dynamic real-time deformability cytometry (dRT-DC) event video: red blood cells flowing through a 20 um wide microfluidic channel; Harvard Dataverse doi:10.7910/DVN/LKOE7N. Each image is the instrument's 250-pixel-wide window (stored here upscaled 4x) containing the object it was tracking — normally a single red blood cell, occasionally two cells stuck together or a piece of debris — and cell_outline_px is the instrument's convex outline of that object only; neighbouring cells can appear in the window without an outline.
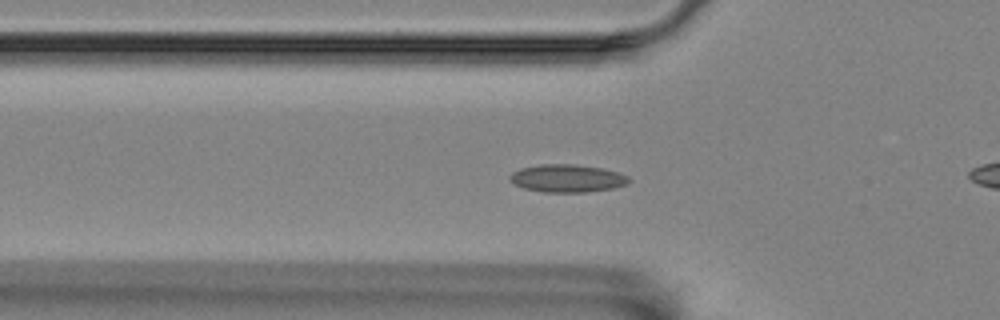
{"species": "Egyptian fruit bat (a non-hibernating species)", "species_latin": "Rousettus aegyptiacus", "temperature_condition": "room temperature", "stored_images_in_passage": 58, "camera_frame_rate_fps": 3000, "um_per_image_px": 0.085, "animal": {"sex": "female"}, "frame": {"image": 1, "passage_image": 19, "time_ms": 6.0, "image_size_px": [1000, 320], "cell_outline_px": [[632, 180], [628, 184], [616, 188], [588, 192], [544, 192], [524, 188], [508, 180], [508, 176], [512, 172], [520, 168], [540, 164], [572, 164], [600, 168], [616, 172], [628, 176]], "centroid_in_image_um": [48.22, 15.16], "position_along_channel_um": 77.6, "area_um2": 19.36}}
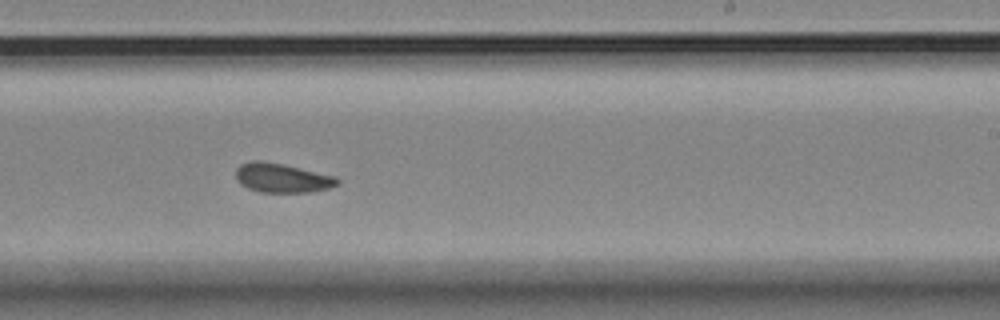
{"frame": {"image": 2, "passage_image": 35, "time_ms": 11.333, "image_size_px": [1000, 320], "cell_outline_px": [[340, 184], [328, 188], [308, 192], [260, 192], [248, 188], [240, 184], [236, 180], [236, 168], [240, 164], [252, 160], [260, 160], [284, 164], [336, 176], [340, 180]], "centroid_in_image_um": [23.97, 15.11], "position_along_channel_um": 265.0, "area_um2": 17.46}}
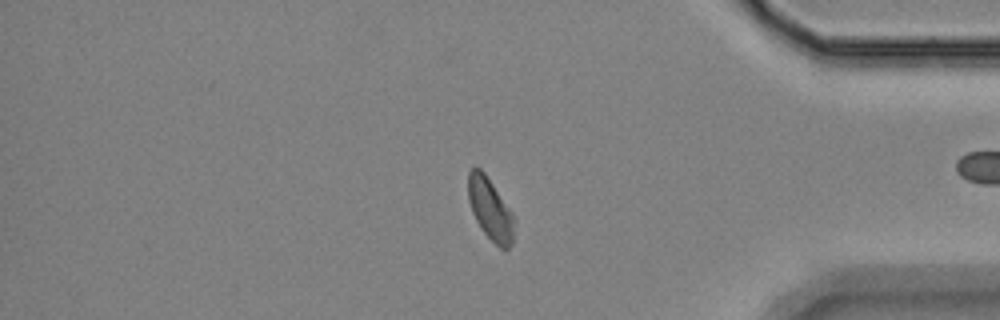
{"frame": {"image": 3, "passage_image": 48, "time_ms": 15.667, "image_size_px": [1000, 320], "cell_outline_px": [[516, 220], [512, 244], [508, 248], [500, 248], [480, 228], [472, 212], [468, 200], [468, 172], [472, 168], [480, 168], [484, 172], [512, 212]], "centroid_in_image_um": [41.68, 17.78], "position_along_channel_um": 393.5, "area_um2": 16.59}, "authors_computed_cell_mechanics": {"area_um2": 17.3111, "velocity_mm_per_s": 3.5016, "shape_relaxation_time_tau1_ms": 11.3288, "shape_relaxation_time_tau2_ms": 1.8521, "deformation_change_tau1": 0.1522, "deformation_change_tau2": 0.0692}}